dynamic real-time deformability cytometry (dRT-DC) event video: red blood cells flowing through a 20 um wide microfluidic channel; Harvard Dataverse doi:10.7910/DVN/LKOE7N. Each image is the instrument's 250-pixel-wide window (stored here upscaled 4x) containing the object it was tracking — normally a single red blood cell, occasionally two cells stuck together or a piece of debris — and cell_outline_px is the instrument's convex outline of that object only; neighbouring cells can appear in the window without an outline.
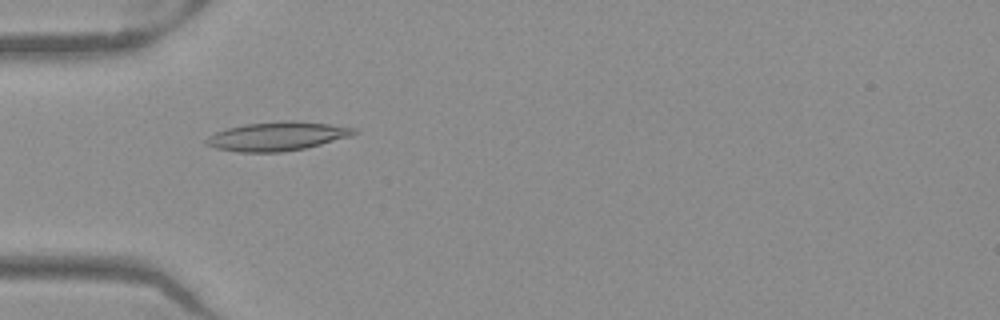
{"species": "Egyptian fruit bat (a non-hibernating species)", "species_latin": "Rousettus aegyptiacus", "temperature_condition": "warm", "stored_images_in_passage": 51, "camera_frame_rate_fps": 3000, "um_per_image_px": 0.085, "frame": {"image": 1, "passage_image": 16, "time_ms": 5.0, "image_size_px": [1000, 320], "cell_outline_px": [[360, 132], [352, 136], [304, 148], [280, 152], [240, 152], [216, 148], [204, 144], [204, 140], [208, 136], [216, 132], [228, 128], [244, 124], [284, 120], [296, 120], [328, 124], [356, 128]], "centroid_in_image_um": [23.57, 11.57], "position_along_channel_um": 61.4, "area_um2": 24.91}}
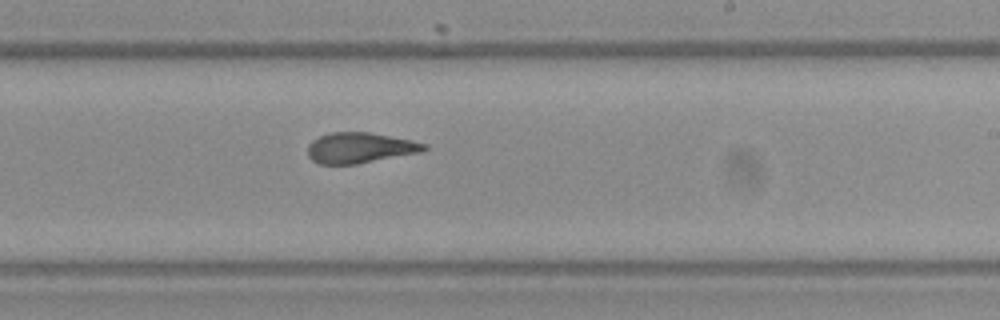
{"frame": {"image": 2, "passage_image": 31, "time_ms": 10.0, "image_size_px": [1000, 320], "cell_outline_px": [[428, 148], [420, 152], [356, 164], [320, 164], [312, 160], [308, 156], [308, 144], [312, 140], [328, 132], [368, 132], [412, 140], [428, 144]], "centroid_in_image_um": [30.57, 12.56], "position_along_channel_um": 258.4, "area_um2": 20.69}}
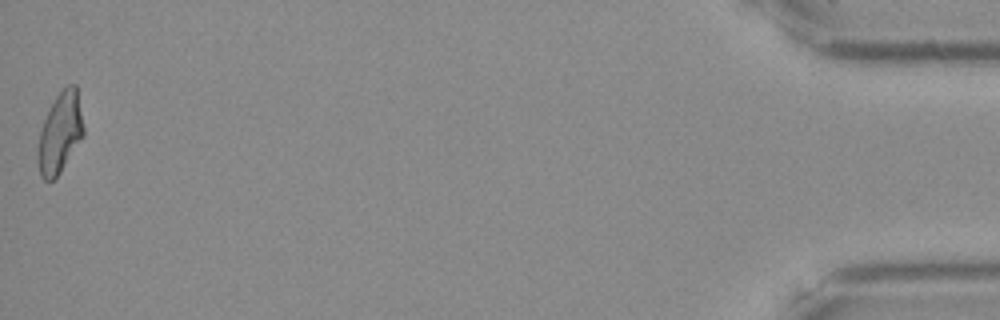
{"frame": {"image": 3, "passage_image": 51, "time_ms": 16.667, "image_size_px": [1000, 320], "cell_outline_px": [[84, 136], [60, 172], [52, 180], [44, 180], [40, 176], [36, 156], [40, 132], [44, 120], [56, 96], [68, 84], [76, 84], [84, 128]], "centroid_in_image_um": [5.1, 11.31], "position_along_channel_um": 430.1, "area_um2": 21.27}, "authors_computed_cell_mechanics": {"area_um2": 21.7328, "velocity_mm_per_s": 3.9831, "shape_relaxation_time_tau1_ms": null, "shape_relaxation_time_tau2_ms": 1.708, "deformation_change_tau1": null, "deformation_change_tau2": 0.0907}}